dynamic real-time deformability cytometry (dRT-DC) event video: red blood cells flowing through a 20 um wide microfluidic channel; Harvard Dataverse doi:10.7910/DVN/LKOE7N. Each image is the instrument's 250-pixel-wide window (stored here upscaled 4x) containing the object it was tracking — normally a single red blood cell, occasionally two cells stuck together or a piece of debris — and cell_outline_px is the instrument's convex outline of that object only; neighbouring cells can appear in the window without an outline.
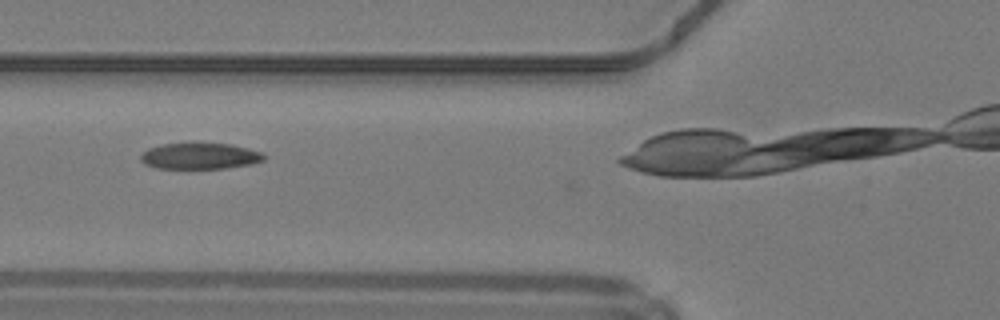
{"species": "common noctule bat (a hibernating species)", "species_latin": "Nyctalus noctula", "temperature_condition": "warm", "stored_images_in_passage": 32, "camera_frame_rate_fps": 3000, "um_per_image_px": 0.085, "animal": {"sex": "male", "body_mass_g": 19.2, "forearm_length_mm": 51.8}, "frame": {"image": 1, "passage_image": 3, "time_ms": 0.667, "image_size_px": [1000, 320], "cell_outline_px": [[264, 160], [252, 164], [224, 168], [156, 168], [144, 164], [140, 160], [140, 156], [148, 148], [164, 144], [232, 144], [248, 148], [260, 152], [264, 156]], "centroid_in_image_um": [16.98, 13.27], "position_along_channel_um": 108.8, "area_um2": 18.5}, "authors_computed_cell_mechanics": {"area_um2": 19.5942, "velocity_mm_per_s": 4.1933, "shape_relaxation_time_tau1_ms": 4.4175, "shape_relaxation_time_tau2_ms": 0.7996, "deformation_change_tau1": 0.1137, "deformation_change_tau2": 0.0615}}